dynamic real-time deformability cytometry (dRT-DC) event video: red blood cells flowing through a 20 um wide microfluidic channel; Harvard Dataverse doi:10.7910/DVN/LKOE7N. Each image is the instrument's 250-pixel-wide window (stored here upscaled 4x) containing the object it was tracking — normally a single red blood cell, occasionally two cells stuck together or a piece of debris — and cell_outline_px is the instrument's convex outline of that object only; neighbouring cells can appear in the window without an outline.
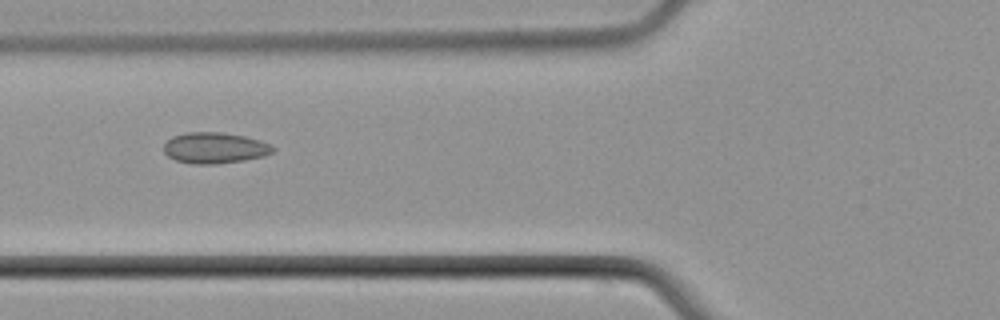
{"species": "common noctule bat (a hibernating species)", "species_latin": "Nyctalus noctula", "temperature_condition": "cold", "stored_images_in_passage": 5, "camera_frame_rate_fps": 3000, "um_per_image_px": 0.085, "animal": {"sex": "male", "body_mass_g": 21.5, "forearm_length_mm": 52.0}, "frame": {"image": 1, "passage_image": 4, "time_ms": 3.667, "image_size_px": [1000, 320], "cell_outline_px": [[276, 148], [272, 152], [264, 156], [244, 160], [216, 164], [192, 164], [176, 160], [168, 156], [164, 152], [164, 144], [172, 136], [188, 132], [224, 132], [244, 136], [260, 140], [272, 144]], "centroid_in_image_um": [18.27, 12.57], "position_along_channel_um": 107.5, "area_um2": 19.83}}
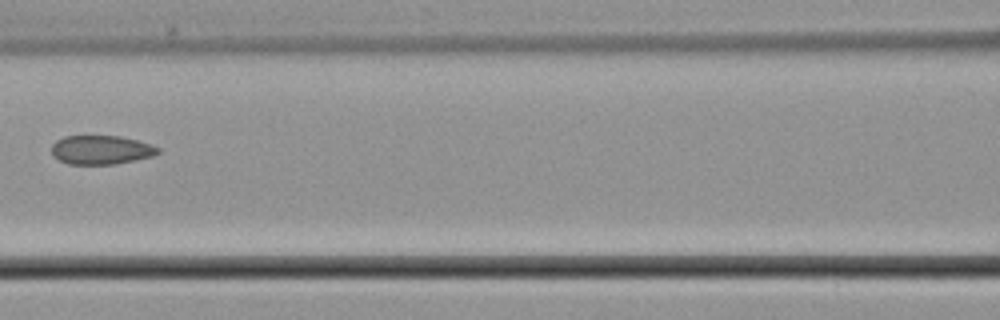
{"frame": {"image": 2, "passage_image": 5, "time_ms": 5.0, "image_size_px": [1000, 320], "cell_outline_px": [[160, 152], [152, 156], [116, 164], [68, 164], [52, 156], [52, 144], [56, 140], [64, 136], [120, 136], [152, 144], [160, 148]], "centroid_in_image_um": [8.59, 12.73], "position_along_channel_um": 158.0, "area_um2": 17.98}}